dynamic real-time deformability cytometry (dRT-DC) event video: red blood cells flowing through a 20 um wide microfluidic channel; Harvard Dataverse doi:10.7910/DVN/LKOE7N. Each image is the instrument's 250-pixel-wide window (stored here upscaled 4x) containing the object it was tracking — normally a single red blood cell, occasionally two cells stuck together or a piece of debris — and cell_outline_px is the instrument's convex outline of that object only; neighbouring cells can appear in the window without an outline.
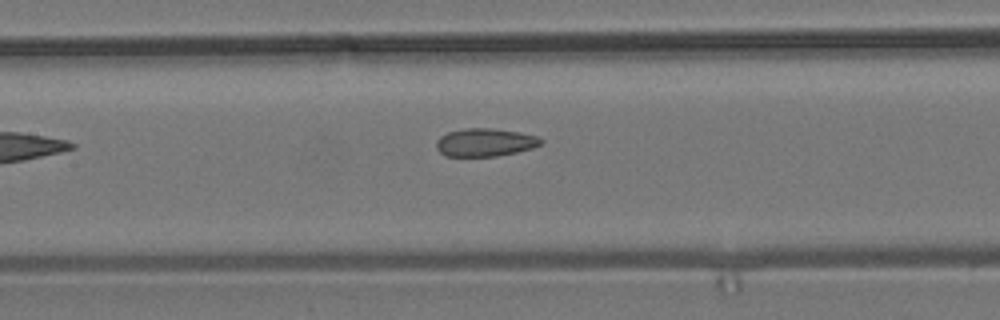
{"species": "common noctule bat (a hibernating species)", "species_latin": "Nyctalus noctula", "temperature_condition": "room temperature", "stored_images_in_passage": 7, "camera_frame_rate_fps": 3000, "um_per_image_px": 0.085, "animal": {"sex": "male", "body_mass_g": 19.2, "forearm_length_mm": 51.8}, "frame": {"image": 1, "passage_image": 7, "time_ms": 8.333, "image_size_px": [1000, 320], "cell_outline_px": [[544, 140], [540, 144], [532, 148], [516, 152], [496, 156], [444, 156], [436, 148], [436, 140], [440, 136], [448, 132], [464, 128], [492, 128], [520, 132], [536, 136]], "centroid_in_image_um": [41.2, 12.1], "position_along_channel_um": 166.2, "area_um2": 17.11}}